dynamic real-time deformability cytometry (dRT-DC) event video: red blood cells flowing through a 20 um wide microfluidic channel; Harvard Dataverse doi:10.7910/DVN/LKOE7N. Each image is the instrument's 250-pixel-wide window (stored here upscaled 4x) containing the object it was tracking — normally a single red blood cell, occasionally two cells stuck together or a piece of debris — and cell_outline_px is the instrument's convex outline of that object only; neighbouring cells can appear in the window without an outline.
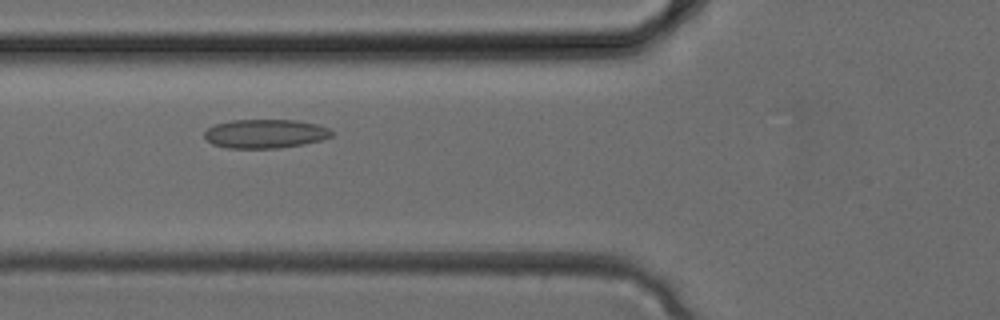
{"species": "common noctule bat (a hibernating species)", "species_latin": "Nyctalus noctula", "temperature_condition": "cold", "stored_images_in_passage": 32, "camera_frame_rate_fps": 3000, "um_per_image_px": 0.085, "animal": {"sex": "female", "body_mass_g": 24.6, "forearm_length_mm": 56.2}, "frame": {"image": 1, "passage_image": 11, "time_ms": 3.333, "image_size_px": [1000, 320], "cell_outline_px": [[332, 136], [320, 140], [304, 144], [280, 148], [228, 148], [212, 144], [204, 136], [204, 132], [208, 128], [216, 124], [232, 120], [296, 120], [316, 124], [328, 128], [332, 132]], "centroid_in_image_um": [22.53, 11.37], "position_along_channel_um": 103.3, "area_um2": 21.33}}
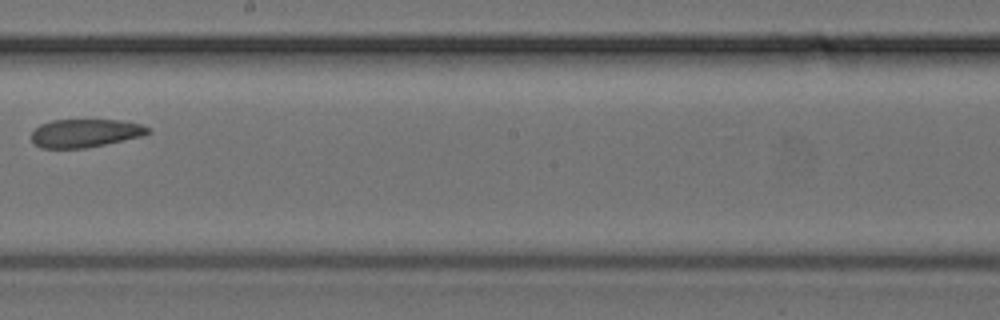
{"frame": {"image": 2, "passage_image": 18, "time_ms": 5.667, "image_size_px": [1000, 320], "cell_outline_px": [[152, 132], [144, 136], [88, 148], [40, 148], [32, 140], [32, 132], [40, 124], [52, 120], [120, 120], [140, 124], [152, 128]], "centroid_in_image_um": [7.3, 11.32], "position_along_channel_um": 240.9, "area_um2": 19.36}}
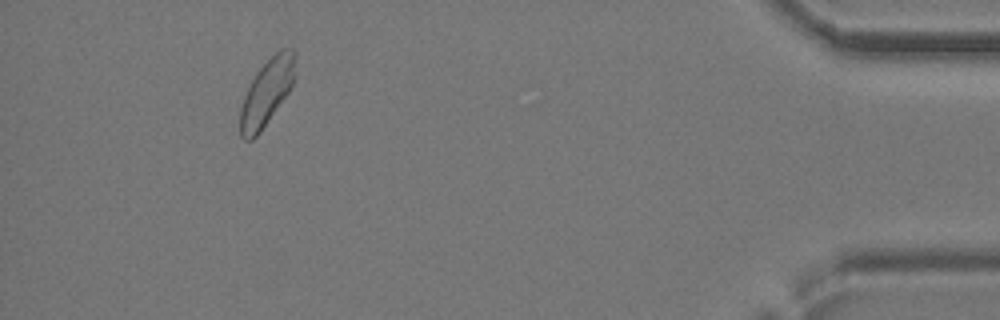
{"frame": {"image": 3, "passage_image": 30, "time_ms": 9.667, "image_size_px": [1000, 320], "cell_outline_px": [[296, 56], [292, 84], [288, 92], [260, 132], [252, 140], [244, 140], [240, 136], [240, 108], [244, 96], [256, 72], [280, 48], [292, 48], [296, 52]], "centroid_in_image_um": [22.66, 7.85], "position_along_channel_um": 412.5, "area_um2": 20.92}}